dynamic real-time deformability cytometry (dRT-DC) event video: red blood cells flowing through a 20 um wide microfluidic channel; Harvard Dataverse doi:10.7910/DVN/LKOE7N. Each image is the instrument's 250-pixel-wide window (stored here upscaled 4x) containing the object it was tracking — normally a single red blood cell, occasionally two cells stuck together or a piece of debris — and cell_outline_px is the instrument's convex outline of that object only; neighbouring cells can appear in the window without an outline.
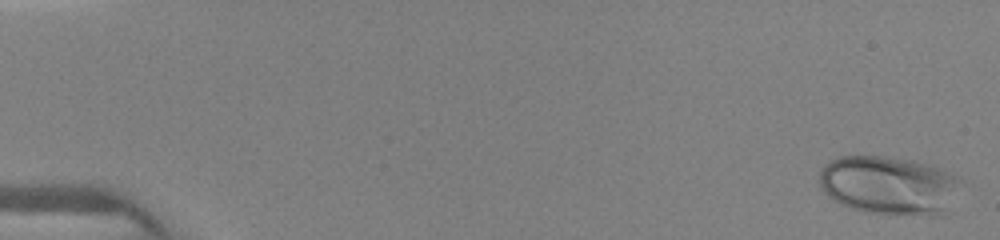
{"species": "human", "species_latin": "Homo sapiens", "temperature_condition": "warm", "stored_images_in_passage": 46, "camera_frame_rate_fps": 3000, "um_per_image_px": 0.085, "donor": {"sex": "female"}, "frame": {"image": 1, "passage_image": 1, "time_ms": 0.0, "image_size_px": [1000, 240], "cell_outline_px": [[960, 180], [944, 216], [928, 216], [864, 212], [840, 204], [832, 200], [820, 188], [820, 172], [824, 164], [840, 156], [884, 156], [916, 160], [940, 168], [960, 176]], "centroid_in_image_um": [75.55, 15.75], "position_along_channel_um": 9.5, "area_um2": 48.61}}
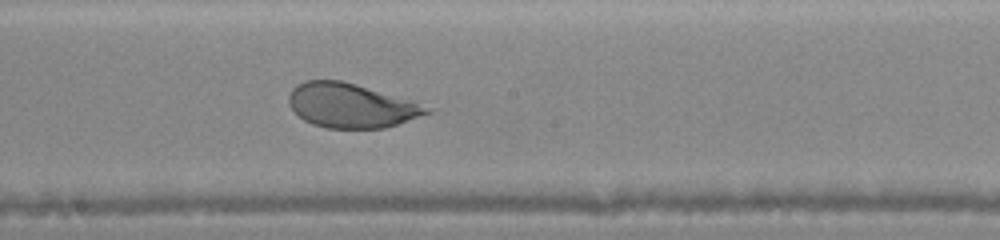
{"frame": {"image": 2, "passage_image": 20, "time_ms": 8.333, "image_size_px": [1000, 240], "cell_outline_px": [[436, 108], [432, 112], [384, 128], [328, 128], [312, 124], [304, 120], [288, 104], [288, 96], [292, 88], [296, 84], [304, 80], [340, 80], [356, 84], [412, 100]], "centroid_in_image_um": [29.85, 8.96], "position_along_channel_um": 218.3, "area_um2": 35.72}}
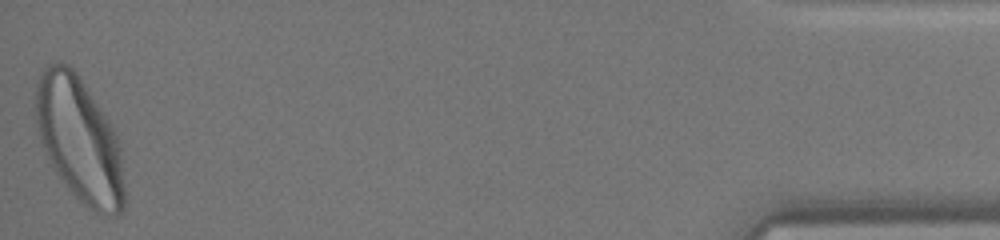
{"frame": {"image": 3, "passage_image": 46, "time_ms": 15.0, "image_size_px": [1000, 240], "cell_outline_px": [[124, 208], [116, 216], [112, 216], [96, 212], [80, 200], [72, 192], [56, 172], [40, 140], [36, 120], [36, 84], [40, 72], [48, 64], [60, 60], [68, 64], [76, 72], [116, 132], [120, 148], [124, 188]], "centroid_in_image_um": [6.74, 11.84], "position_along_channel_um": 428.5, "area_um2": 63.75}}